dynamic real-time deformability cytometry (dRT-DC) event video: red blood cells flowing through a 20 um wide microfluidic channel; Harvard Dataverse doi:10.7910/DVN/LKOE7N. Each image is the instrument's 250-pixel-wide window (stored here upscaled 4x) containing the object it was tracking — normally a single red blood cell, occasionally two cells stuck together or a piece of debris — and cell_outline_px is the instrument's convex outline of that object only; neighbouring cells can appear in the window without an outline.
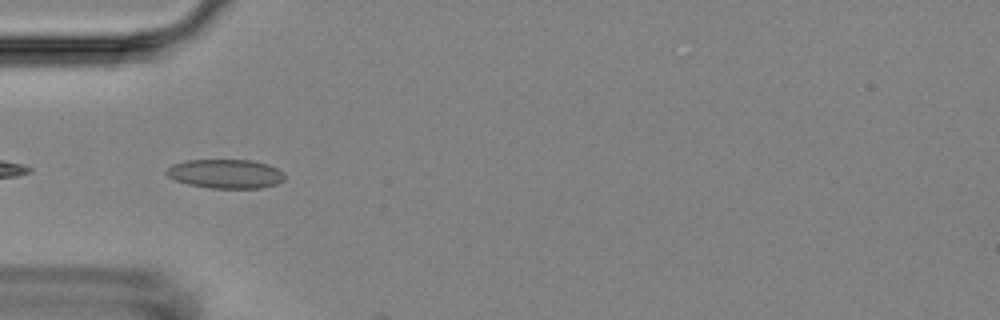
{"species": "Egyptian fruit bat (a non-hibernating species)", "species_latin": "Rousettus aegyptiacus", "temperature_condition": "room temperature", "stored_images_in_passage": 3, "camera_frame_rate_fps": 3000, "um_per_image_px": 0.085, "animal": {"sex": "female"}, "frame": {"image": 1, "passage_image": 2, "time_ms": 0.333, "image_size_px": [1000, 320], "cell_outline_px": [[284, 180], [276, 184], [260, 188], [212, 188], [188, 184], [176, 180], [168, 176], [164, 172], [172, 164], [184, 160], [252, 160], [268, 164], [284, 172]], "centroid_in_image_um": [19.17, 14.76], "position_along_channel_um": 65.8, "area_um2": 20.06}}